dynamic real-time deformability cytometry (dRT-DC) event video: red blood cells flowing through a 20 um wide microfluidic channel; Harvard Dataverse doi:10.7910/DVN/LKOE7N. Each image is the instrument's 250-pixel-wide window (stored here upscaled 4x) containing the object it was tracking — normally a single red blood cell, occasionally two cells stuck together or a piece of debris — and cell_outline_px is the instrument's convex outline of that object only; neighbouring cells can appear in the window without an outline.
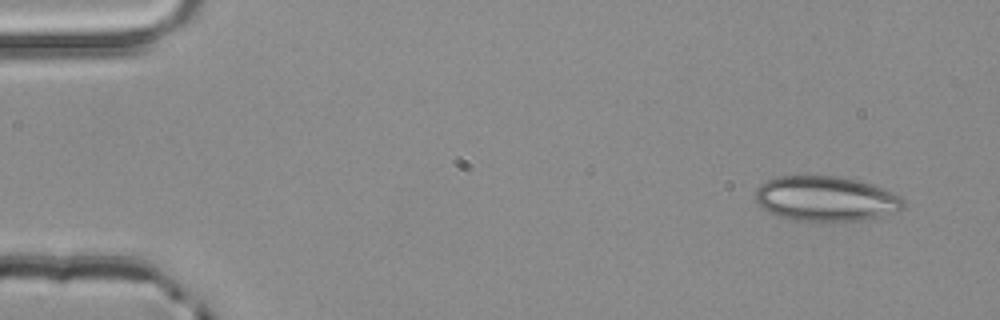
{"species": "common noctule bat (a hibernating species)", "species_latin": "Nyctalus noctula", "temperature_condition": "room temperature", "stored_images_in_passage": 4, "camera_frame_rate_fps": 3000, "um_per_image_px": 0.085, "animal": {"sex": "male", "body_mass_g": 20.4}, "frame": {"image": 1, "passage_image": 1, "time_ms": 0.0, "image_size_px": [1000, 320], "cell_outline_px": [[904, 208], [876, 216], [860, 220], [828, 224], [796, 220], [776, 216], [760, 208], [756, 200], [756, 188], [760, 184], [768, 180], [780, 176], [836, 176], [856, 180], [872, 184], [892, 192], [900, 196], [904, 200]], "centroid_in_image_um": [70.14, 16.92], "position_along_channel_um": 14.9, "area_um2": 39.25}}